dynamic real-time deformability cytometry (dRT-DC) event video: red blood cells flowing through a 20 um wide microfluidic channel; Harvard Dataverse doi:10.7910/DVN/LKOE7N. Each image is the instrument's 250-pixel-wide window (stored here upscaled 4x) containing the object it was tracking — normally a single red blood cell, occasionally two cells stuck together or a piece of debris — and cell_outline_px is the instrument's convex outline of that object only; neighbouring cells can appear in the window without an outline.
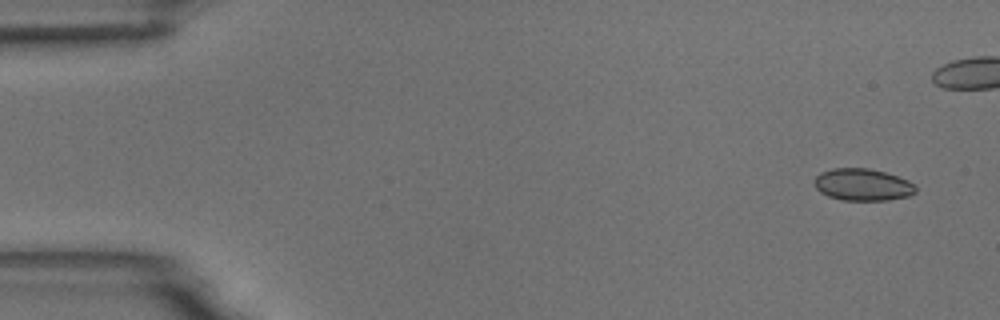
{"species": "common noctule bat (a hibernating species)", "species_latin": "Nyctalus noctula", "temperature_condition": "room temperature", "stored_images_in_passage": 2, "camera_frame_rate_fps": 3000, "um_per_image_px": 0.085, "animal": {"sex": "male", "body_mass_g": 18.8}, "frame": {"image": 1, "passage_image": 1, "time_ms": 0.0, "image_size_px": [1000, 320], "cell_outline_px": [[916, 192], [908, 196], [888, 200], [840, 200], [828, 196], [820, 192], [816, 188], [812, 180], [820, 172], [832, 168], [868, 168], [884, 172], [908, 180], [916, 188]], "centroid_in_image_um": [73.27, 15.69], "position_along_channel_um": 11.7, "area_um2": 18.96}}